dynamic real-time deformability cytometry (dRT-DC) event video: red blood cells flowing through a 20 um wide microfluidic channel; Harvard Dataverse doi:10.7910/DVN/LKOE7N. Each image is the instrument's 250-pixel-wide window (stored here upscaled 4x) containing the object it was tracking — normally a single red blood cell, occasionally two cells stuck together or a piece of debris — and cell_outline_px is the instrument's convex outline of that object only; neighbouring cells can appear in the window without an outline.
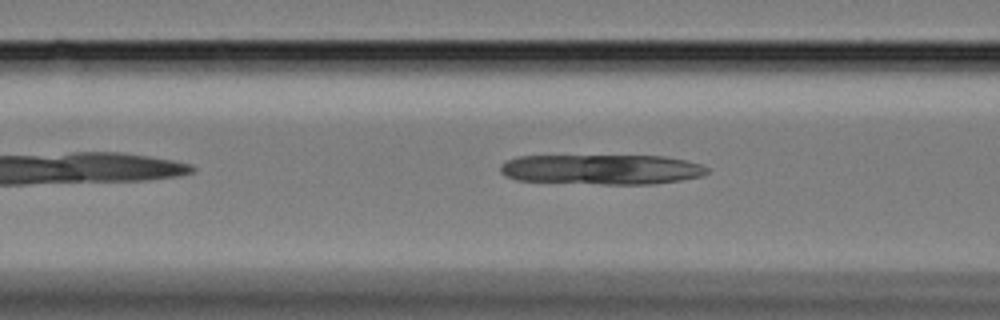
{"species": "Egyptian fruit bat (a non-hibernating species)", "species_latin": "Rousettus aegyptiacus", "temperature_condition": "cold", "stored_images_in_passage": 44, "segment_of_instrument_passage": [1, 2], "camera_frame_rate_fps": 3000, "um_per_image_px": 0.085, "animal": {"sex": "female"}, "frame": {"image": 1, "passage_image": 8, "time_ms": 2.333, "image_size_px": [1000, 320], "cell_outline_px": [[708, 172], [700, 176], [680, 180], [652, 184], [604, 184], [516, 180], [504, 176], [500, 172], [500, 164], [516, 156], [664, 156], [684, 160], [700, 164], [708, 168]], "centroid_in_image_um": [51.1, 14.4], "position_along_channel_um": 115.5, "area_um2": 36.13}}
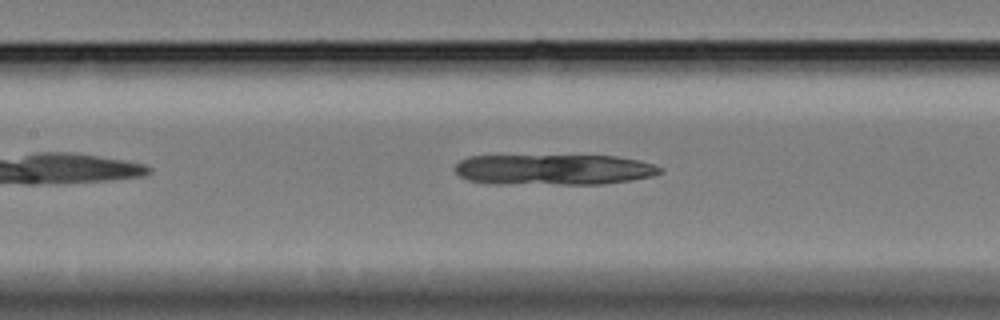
{"frame": {"image": 2, "passage_image": 12, "time_ms": 3.667, "image_size_px": [1000, 320], "cell_outline_px": [[664, 172], [652, 176], [604, 184], [492, 184], [468, 180], [460, 176], [456, 172], [456, 164], [460, 160], [468, 156], [616, 156], [640, 160], [664, 168]], "centroid_in_image_um": [47.08, 14.42], "position_along_channel_um": 160.3, "area_um2": 36.82}}